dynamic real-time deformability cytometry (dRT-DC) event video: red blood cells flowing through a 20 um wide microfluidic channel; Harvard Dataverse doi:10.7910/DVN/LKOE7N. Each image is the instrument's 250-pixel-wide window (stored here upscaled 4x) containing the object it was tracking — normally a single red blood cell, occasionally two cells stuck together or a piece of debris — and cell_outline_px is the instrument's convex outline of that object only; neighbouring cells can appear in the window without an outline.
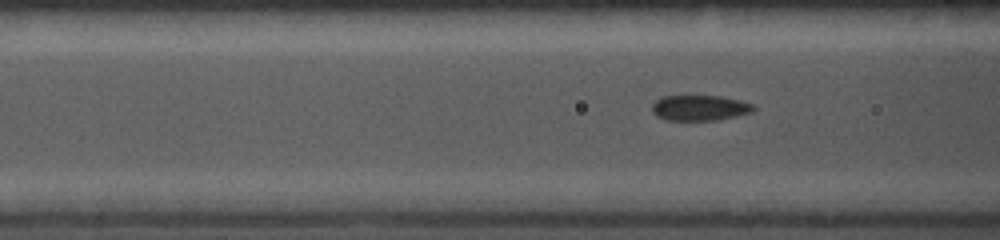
{"species": "common noctule bat (a hibernating species)", "species_latin": "Nyctalus noctula", "temperature_condition": "cold", "stored_images_in_passage": 49, "camera_frame_rate_fps": 5000, "um_per_image_px": 0.085, "animal": {"sex": "female", "body_mass_g": 19.0, "forearm_length_mm": 56.7}, "frame": {"image": 1, "passage_image": 14, "time_ms": 2.6, "image_size_px": [1000, 240], "cell_outline_px": [[756, 108], [752, 112], [736, 116], [716, 120], [664, 120], [656, 116], [652, 112], [652, 104], [660, 96], [720, 96], [740, 100], [752, 104]], "centroid_in_image_um": [59.45, 9.17], "position_along_channel_um": 107.2, "area_um2": 15.14}}
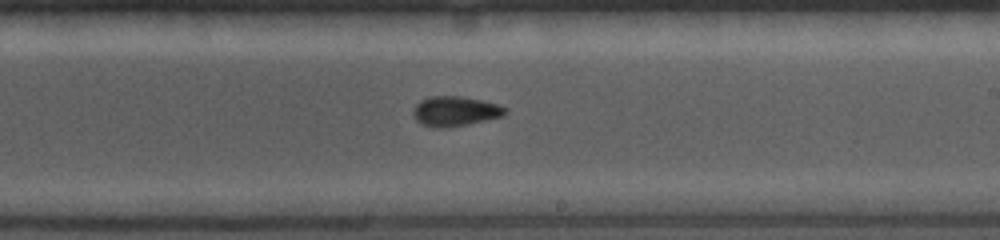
{"frame": {"image": 2, "passage_image": 29, "time_ms": 5.6, "image_size_px": [1000, 240], "cell_outline_px": [[508, 112], [504, 116], [468, 124], [448, 128], [432, 128], [420, 124], [416, 120], [412, 112], [416, 104], [420, 100], [428, 96], [460, 96], [480, 100], [496, 104], [508, 108]], "centroid_in_image_um": [38.67, 9.47], "position_along_channel_um": 250.3, "area_um2": 16.24}}
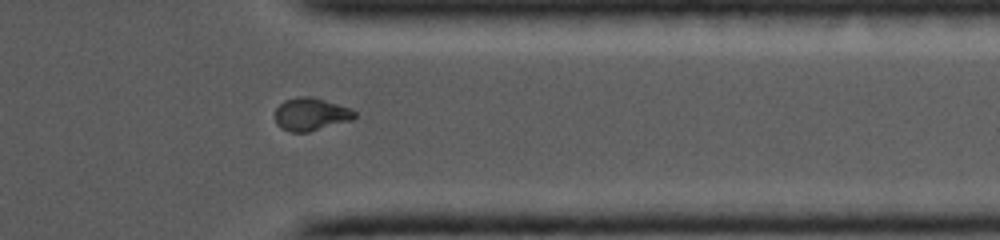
{"frame": {"image": 3, "passage_image": 43, "time_ms": 8.4, "image_size_px": [1000, 240], "cell_outline_px": [[356, 116], [352, 120], [308, 132], [288, 132], [280, 128], [276, 124], [276, 108], [284, 100], [300, 96], [312, 96], [352, 108], [356, 112]], "centroid_in_image_um": [26.43, 9.71], "position_along_channel_um": 385.0, "area_um2": 15.37}}